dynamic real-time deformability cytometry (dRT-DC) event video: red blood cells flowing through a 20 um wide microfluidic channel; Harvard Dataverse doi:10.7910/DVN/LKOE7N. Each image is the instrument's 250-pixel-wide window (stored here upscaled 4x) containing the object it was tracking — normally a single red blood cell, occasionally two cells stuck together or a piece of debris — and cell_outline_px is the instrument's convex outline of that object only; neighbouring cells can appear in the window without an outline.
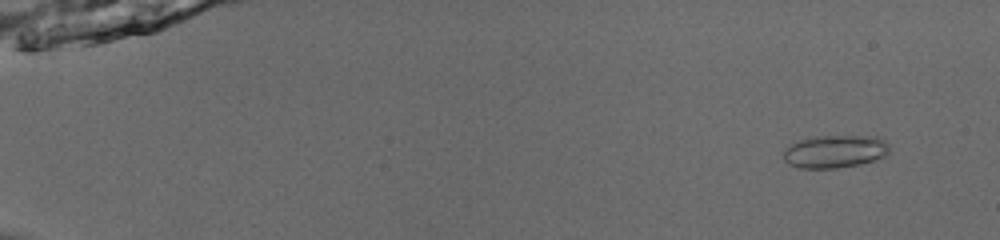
{"species": "common noctule bat (a hibernating species)", "species_latin": "Nyctalus noctula", "temperature_condition": "room temperature", "stored_images_in_passage": 54, "camera_frame_rate_fps": 3000, "um_per_image_px": 0.085, "animal": {"sex": "male", "body_mass_g": 13.0, "forearm_length_mm": 53.1}, "frame": {"image": 1, "passage_image": 5, "time_ms": 1.333, "image_size_px": [1000, 240], "cell_outline_px": [[888, 152], [884, 156], [876, 160], [860, 164], [836, 168], [800, 168], [788, 164], [784, 160], [784, 152], [792, 144], [800, 140], [816, 136], [876, 136], [884, 140], [888, 144]], "centroid_in_image_um": [70.99, 12.88], "position_along_channel_um": 14.0, "area_um2": 20.11}}
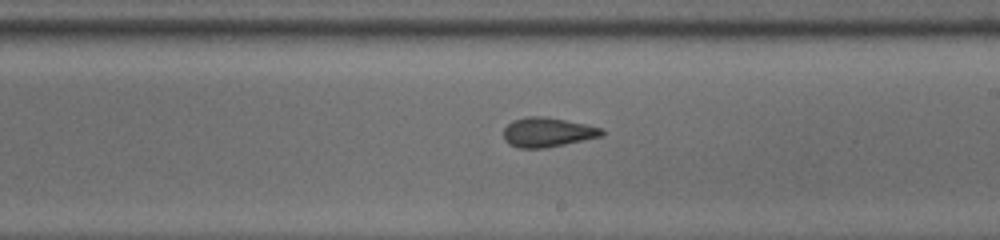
{"frame": {"image": 2, "passage_image": 34, "time_ms": 11.0, "image_size_px": [1000, 240], "cell_outline_px": [[604, 136], [544, 148], [516, 148], [508, 144], [504, 140], [504, 128], [512, 120], [528, 116], [544, 116], [604, 128]], "centroid_in_image_um": [46.52, 11.24], "position_along_channel_um": 242.5, "area_um2": 16.94}}
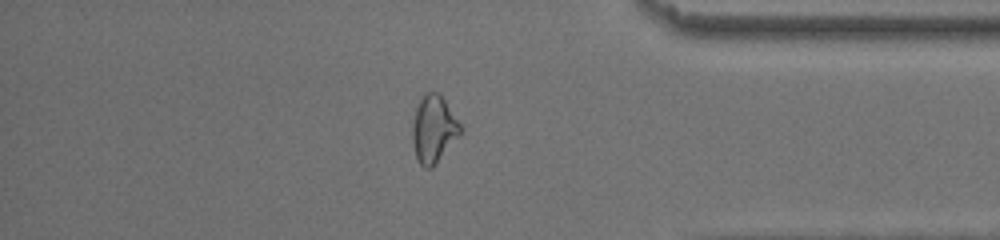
{"frame": {"image": 3, "passage_image": 47, "time_ms": 15.333, "image_size_px": [1000, 240], "cell_outline_px": [[464, 128], [460, 136], [432, 168], [424, 168], [416, 160], [412, 140], [412, 124], [416, 108], [420, 100], [428, 92], [436, 92], [444, 100]], "centroid_in_image_um": [36.87, 11.02], "position_along_channel_um": 398.3, "area_um2": 18.84}, "authors_computed_cell_mechanics": {"area_um2": 18.2937, "velocity_mm_per_s": 3.9298, "shape_relaxation_time_tau1_ms": 6.8561, "shape_relaxation_time_tau2_ms": 2.5257, "deformation_change_tau1": 0.1592, "deformation_change_tau2": 0.043}}